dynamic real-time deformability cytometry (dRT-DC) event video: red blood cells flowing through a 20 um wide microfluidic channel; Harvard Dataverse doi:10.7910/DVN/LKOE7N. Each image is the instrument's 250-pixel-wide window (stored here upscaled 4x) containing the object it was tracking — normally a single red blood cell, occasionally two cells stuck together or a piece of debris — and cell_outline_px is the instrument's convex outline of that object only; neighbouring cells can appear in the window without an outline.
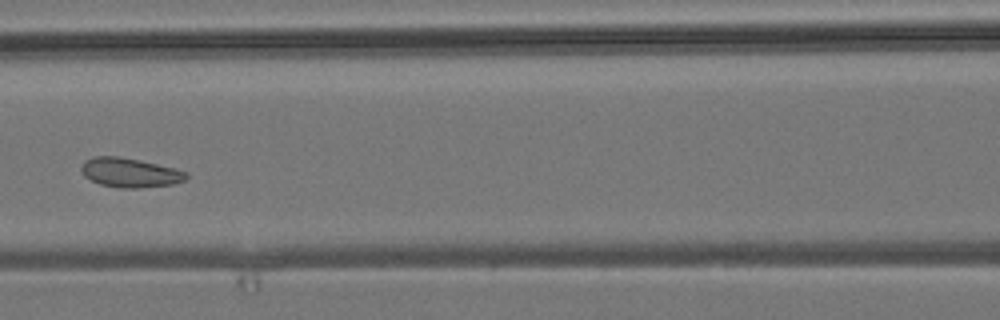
{"species": "common noctule bat (a hibernating species)", "species_latin": "Nyctalus noctula", "temperature_condition": "room temperature", "stored_images_in_passage": 7, "camera_frame_rate_fps": 3000, "um_per_image_px": 0.085, "animal": {"sex": "male", "body_mass_g": 19.2, "forearm_length_mm": 51.8}, "frame": {"image": 1, "passage_image": 6, "time_ms": 7.333, "image_size_px": [1000, 320], "cell_outline_px": [[188, 176], [184, 180], [172, 184], [140, 188], [120, 188], [100, 184], [84, 176], [80, 168], [84, 160], [92, 156], [120, 156], [140, 160], [176, 168], [188, 172]], "centroid_in_image_um": [11.03, 14.66], "position_along_channel_um": 155.6, "area_um2": 18.09}}
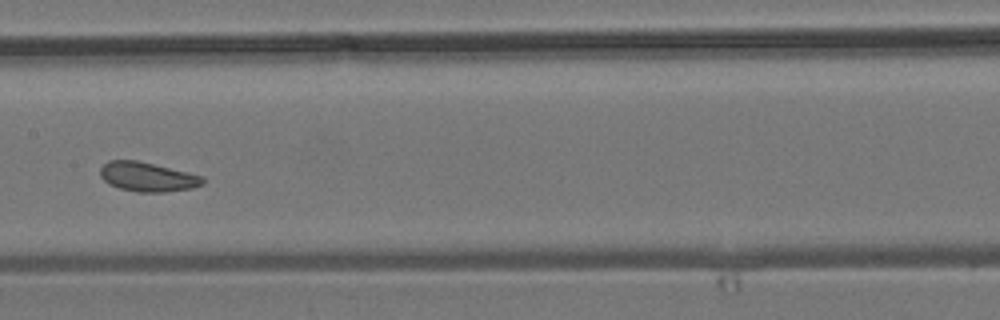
{"frame": {"image": 2, "passage_image": 7, "time_ms": 8.333, "image_size_px": [1000, 320], "cell_outline_px": [[204, 184], [192, 188], [164, 192], [136, 192], [120, 188], [108, 184], [100, 176], [100, 168], [108, 160], [136, 160], [188, 172], [204, 176]], "centroid_in_image_um": [12.54, 15.03], "position_along_channel_um": 194.9, "area_um2": 17.57}}